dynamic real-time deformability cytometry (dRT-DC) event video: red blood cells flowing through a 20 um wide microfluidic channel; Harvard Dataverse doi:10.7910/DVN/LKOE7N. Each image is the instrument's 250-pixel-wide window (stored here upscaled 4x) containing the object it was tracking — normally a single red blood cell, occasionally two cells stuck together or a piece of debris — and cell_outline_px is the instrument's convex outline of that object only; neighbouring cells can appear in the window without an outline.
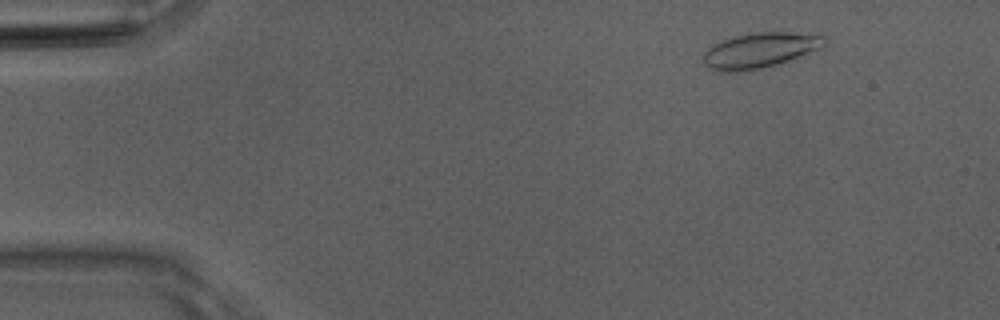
{"species": "Egyptian fruit bat (a non-hibernating species)", "species_latin": "Rousettus aegyptiacus", "temperature_condition": "room temperature", "stored_images_in_passage": 49, "camera_frame_rate_fps": 3000, "um_per_image_px": 0.085, "animal": {"sex": "male"}, "frame": {"image": 1, "passage_image": 5, "time_ms": 1.333, "image_size_px": [1000, 320], "cell_outline_px": [[828, 36], [824, 44], [816, 48], [788, 60], [752, 72], [720, 72], [708, 68], [704, 64], [704, 52], [712, 44], [720, 40], [732, 36], [756, 32], [820, 32]], "centroid_in_image_um": [64.56, 4.26], "position_along_channel_um": 20.4, "area_um2": 25.37}}
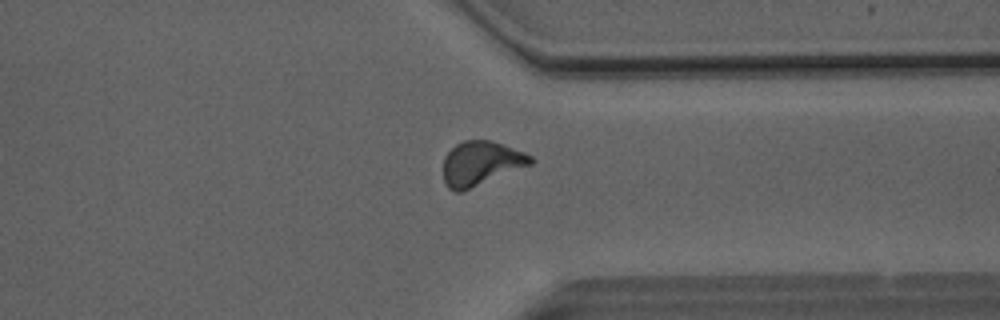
{"frame": {"image": 2, "passage_image": 38, "time_ms": 12.333, "image_size_px": [1000, 320], "cell_outline_px": [[536, 160], [532, 164], [460, 192], [456, 192], [448, 188], [444, 184], [444, 156], [456, 144], [464, 140], [488, 140], [524, 152], [532, 156]], "centroid_in_image_um": [40.86, 13.89], "position_along_channel_um": 370.5, "area_um2": 22.25}}
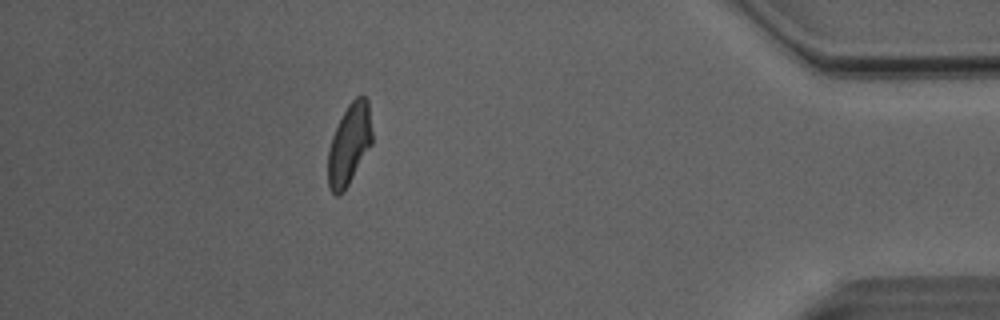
{"frame": {"image": 3, "passage_image": 44, "time_ms": 14.333, "image_size_px": [1000, 320], "cell_outline_px": [[372, 144], [344, 192], [340, 196], [336, 196], [328, 188], [328, 148], [332, 136], [348, 104], [360, 92], [368, 100], [372, 132]], "centroid_in_image_um": [29.69, 12.28], "position_along_channel_um": 405.5, "area_um2": 20.98}, "authors_computed_cell_mechanics": {"area_um2": 21.9062, "velocity_mm_per_s": 4.0679, "shape_relaxation_time_tau1_ms": 7.4643, "shape_relaxation_time_tau2_ms": 2.2157, "deformation_change_tau1": 0.1826, "deformation_change_tau2": 0.0964}}